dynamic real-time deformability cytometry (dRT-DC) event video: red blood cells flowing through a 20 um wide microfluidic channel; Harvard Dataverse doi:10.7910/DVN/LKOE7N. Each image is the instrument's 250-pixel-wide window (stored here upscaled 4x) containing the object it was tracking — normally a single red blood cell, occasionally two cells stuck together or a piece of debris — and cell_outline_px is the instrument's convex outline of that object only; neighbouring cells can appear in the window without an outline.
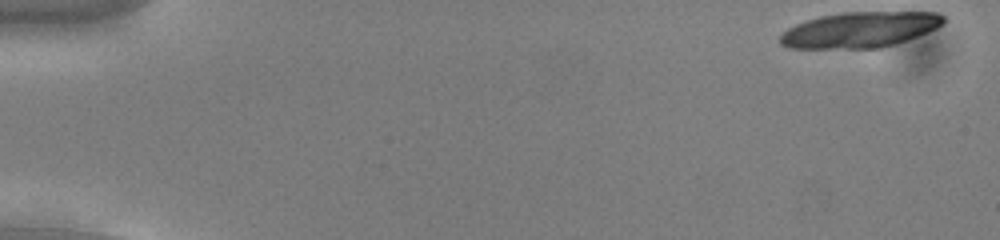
{"species": "common noctule bat (a hibernating species)", "species_latin": "Nyctalus noctula", "temperature_condition": "cold", "stored_images_in_passage": 18, "camera_frame_rate_fps": 3000, "um_per_image_px": 0.085, "animal": {"sex": "male", "body_mass_g": 13.0, "forearm_length_mm": 53.1}, "frame": {"image": 1, "passage_image": 1, "time_ms": 0.0, "image_size_px": [1000, 240], "cell_outline_px": [[944, 24], [936, 28], [916, 36], [880, 48], [788, 48], [780, 44], [780, 36], [788, 28], [796, 24], [820, 16], [844, 12], [936, 12], [944, 16]], "centroid_in_image_um": [73.07, 2.52], "position_along_channel_um": 11.9, "area_um2": 33.58}}